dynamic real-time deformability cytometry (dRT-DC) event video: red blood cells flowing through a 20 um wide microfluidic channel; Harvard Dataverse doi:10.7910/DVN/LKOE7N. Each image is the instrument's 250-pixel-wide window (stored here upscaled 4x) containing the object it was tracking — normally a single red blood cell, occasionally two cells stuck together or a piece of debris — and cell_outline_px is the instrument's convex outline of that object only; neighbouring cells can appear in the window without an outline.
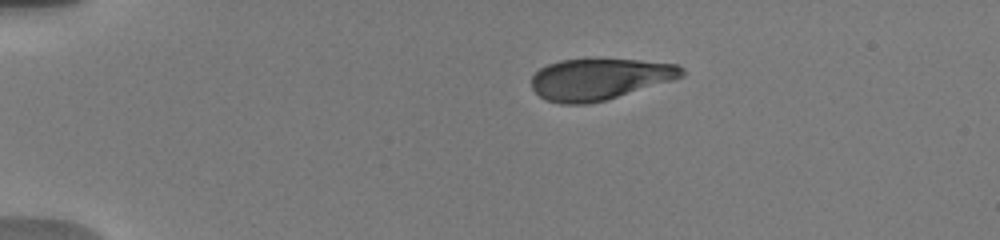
{"species": "human", "species_latin": "Homo sapiens", "temperature_condition": "warm", "stored_images_in_passage": 34, "camera_frame_rate_fps": 3000, "um_per_image_px": 0.085, "donor": {"sex": "male"}, "frame": {"image": 1, "passage_image": 1, "time_ms": 0.0, "image_size_px": [1000, 240], "cell_outline_px": [[684, 76], [672, 80], [604, 100], [588, 104], [560, 104], [544, 100], [532, 88], [532, 76], [540, 68], [548, 64], [560, 60], [640, 60], [676, 64], [684, 68]], "centroid_in_image_um": [50.93, 6.73], "position_along_channel_um": 34.1, "area_um2": 35.78}}
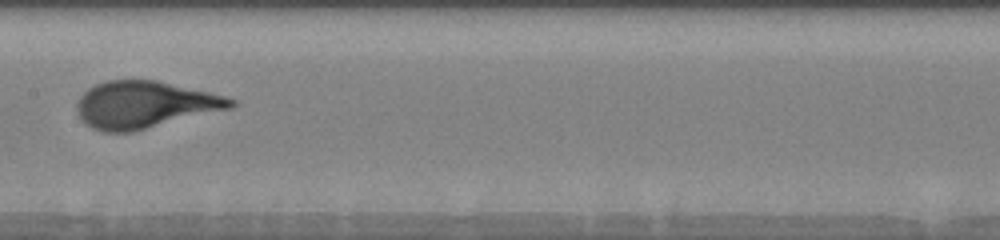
{"frame": {"image": 2, "passage_image": 12, "time_ms": 6.0, "image_size_px": [1000, 240], "cell_outline_px": [[236, 104], [232, 108], [132, 132], [104, 132], [92, 128], [84, 124], [76, 108], [76, 104], [80, 96], [88, 88], [96, 84], [108, 80], [156, 80], [208, 92], [224, 96], [236, 100]], "centroid_in_image_um": [12.27, 8.9], "position_along_channel_um": 195.1, "area_um2": 42.02}}
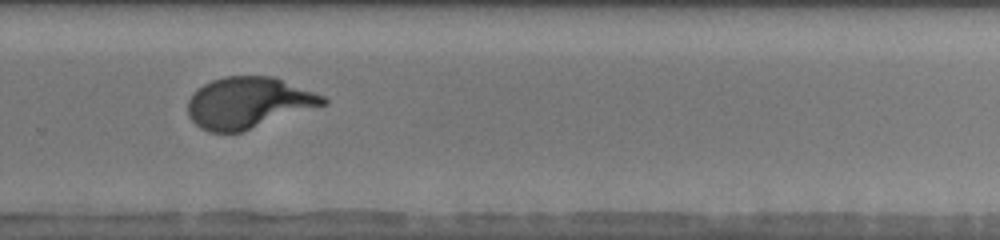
{"frame": {"image": 3, "passage_image": 20, "time_ms": 9.0, "image_size_px": [1000, 240], "cell_outline_px": [[328, 104], [244, 132], [208, 132], [200, 128], [188, 116], [188, 100], [192, 92], [196, 88], [212, 80], [224, 76], [276, 76], [324, 96], [328, 100]], "centroid_in_image_um": [21.13, 8.73], "position_along_channel_um": 308.7, "area_um2": 40.98}}